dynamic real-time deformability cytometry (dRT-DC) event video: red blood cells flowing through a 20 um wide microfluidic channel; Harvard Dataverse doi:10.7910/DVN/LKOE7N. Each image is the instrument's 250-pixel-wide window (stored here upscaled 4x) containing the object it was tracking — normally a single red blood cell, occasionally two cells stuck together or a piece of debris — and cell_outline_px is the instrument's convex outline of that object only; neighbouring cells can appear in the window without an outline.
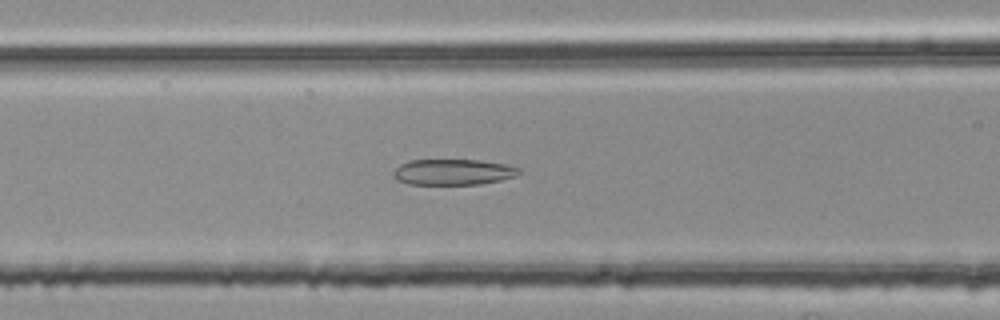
{"species": "common noctule bat (a hibernating species)", "species_latin": "Nyctalus noctula", "temperature_condition": "room temperature", "stored_images_in_passage": 35, "camera_frame_rate_fps": 3000, "um_per_image_px": 0.085, "animal": {"sex": "female", "body_mass_g": 25.1}, "frame": {"image": 1, "passage_image": 10, "time_ms": 3.0, "image_size_px": [1000, 320], "cell_outline_px": [[520, 172], [516, 176], [500, 180], [480, 184], [408, 184], [396, 180], [392, 176], [392, 172], [400, 164], [408, 160], [480, 160], [504, 164], [520, 168]], "centroid_in_image_um": [38.47, 14.62], "position_along_channel_um": 128.1, "area_um2": 18.96}}
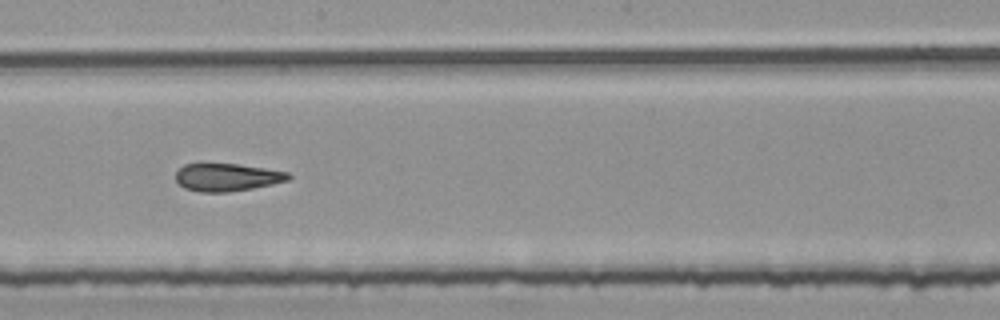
{"frame": {"image": 2, "passage_image": 18, "time_ms": 5.667, "image_size_px": [1000, 320], "cell_outline_px": [[292, 176], [288, 180], [272, 184], [252, 188], [228, 192], [200, 192], [184, 188], [176, 180], [176, 172], [184, 164], [200, 160], [236, 164], [264, 168], [288, 172]], "centroid_in_image_um": [19.22, 15.02], "position_along_channel_um": 229.0, "area_um2": 18.79}}
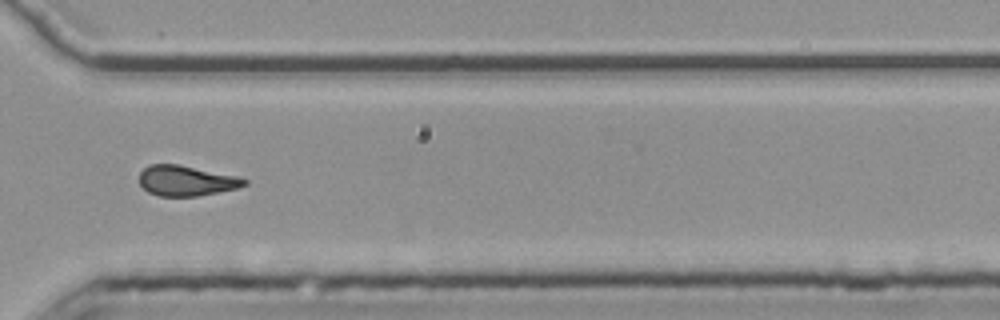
{"frame": {"image": 3, "passage_image": 28, "time_ms": 9.0, "image_size_px": [1000, 320], "cell_outline_px": [[248, 184], [236, 188], [196, 196], [160, 196], [148, 192], [140, 184], [140, 172], [148, 164], [180, 164], [236, 176], [248, 180]], "centroid_in_image_um": [15.81, 15.35], "position_along_channel_um": 354.8, "area_um2": 18.44}, "authors_computed_cell_mechanics": {"area_um2": 19.1896, "velocity_mm_per_s": 3.7861, "shape_relaxation_time_tau1_ms": null, "shape_relaxation_time_tau2_ms": 2.7149, "deformation_change_tau1": null, "deformation_change_tau2": 0.1183}}